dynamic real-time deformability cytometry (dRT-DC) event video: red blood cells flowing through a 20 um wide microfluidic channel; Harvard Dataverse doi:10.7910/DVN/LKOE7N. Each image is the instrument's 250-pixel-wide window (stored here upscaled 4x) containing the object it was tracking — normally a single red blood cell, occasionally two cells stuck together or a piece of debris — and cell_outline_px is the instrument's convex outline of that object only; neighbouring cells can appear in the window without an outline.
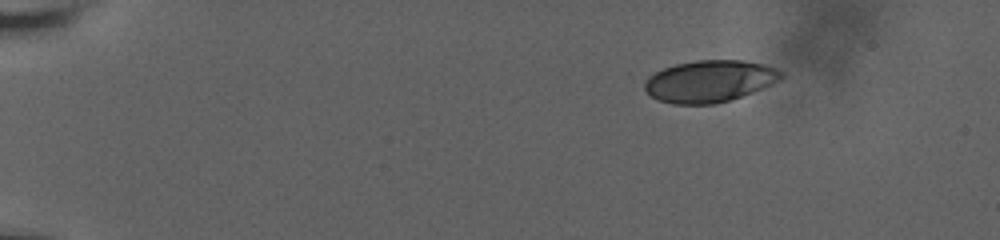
{"species": "human", "species_latin": "Homo sapiens", "temperature_condition": "room temperature", "stored_images_in_passage": 50, "camera_frame_rate_fps": 3000, "um_per_image_px": 0.085, "donor": {"sex": "male"}, "frame": {"image": 1, "passage_image": 1, "time_ms": 0.0, "image_size_px": [1000, 240], "cell_outline_px": [[784, 76], [780, 80], [772, 84], [732, 100], [716, 104], [672, 104], [660, 100], [652, 96], [644, 88], [644, 80], [648, 76], [664, 68], [676, 64], [696, 60], [744, 60], [764, 64], [776, 68], [784, 72]], "centroid_in_image_um": [60.34, 6.9], "position_along_channel_um": 24.7, "area_um2": 33.47}}
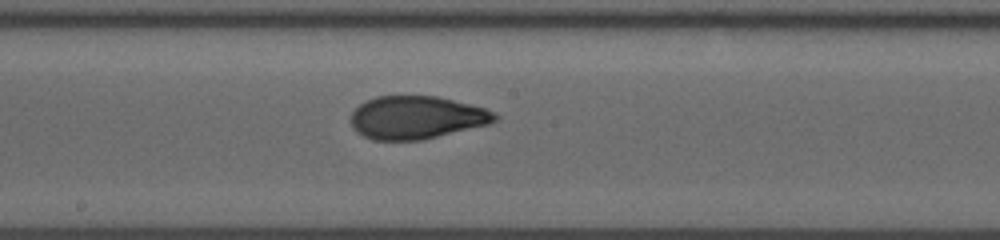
{"frame": {"image": 2, "passage_image": 26, "time_ms": 8.333, "image_size_px": [1000, 240], "cell_outline_px": [[500, 116], [496, 120], [488, 124], [420, 140], [372, 140], [356, 132], [352, 128], [352, 112], [360, 104], [376, 96], [436, 96], [484, 108], [496, 112]], "centroid_in_image_um": [35.39, 9.99], "position_along_channel_um": 212.8, "area_um2": 35.72}}
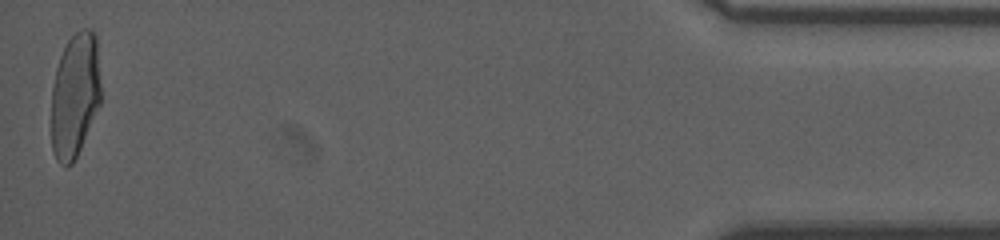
{"frame": {"image": 3, "passage_image": 50, "time_ms": 16.333, "image_size_px": [1000, 240], "cell_outline_px": [[100, 104], [80, 148], [72, 164], [68, 168], [64, 168], [56, 160], [52, 152], [52, 88], [56, 68], [60, 56], [68, 40], [76, 32], [84, 28], [92, 28], [96, 36], [100, 84]], "centroid_in_image_um": [6.36, 8.11], "position_along_channel_um": 428.8, "area_um2": 35.95}, "authors_computed_cell_mechanics": {"area_um2": 36.0672, "velocity_mm_per_s": 3.7071, "shape_relaxation_time_tau1_ms": 4.5698, "shape_relaxation_time_tau2_ms": 0.9784, "deformation_change_tau1": 0.1754, "deformation_change_tau2": 0.0677}}